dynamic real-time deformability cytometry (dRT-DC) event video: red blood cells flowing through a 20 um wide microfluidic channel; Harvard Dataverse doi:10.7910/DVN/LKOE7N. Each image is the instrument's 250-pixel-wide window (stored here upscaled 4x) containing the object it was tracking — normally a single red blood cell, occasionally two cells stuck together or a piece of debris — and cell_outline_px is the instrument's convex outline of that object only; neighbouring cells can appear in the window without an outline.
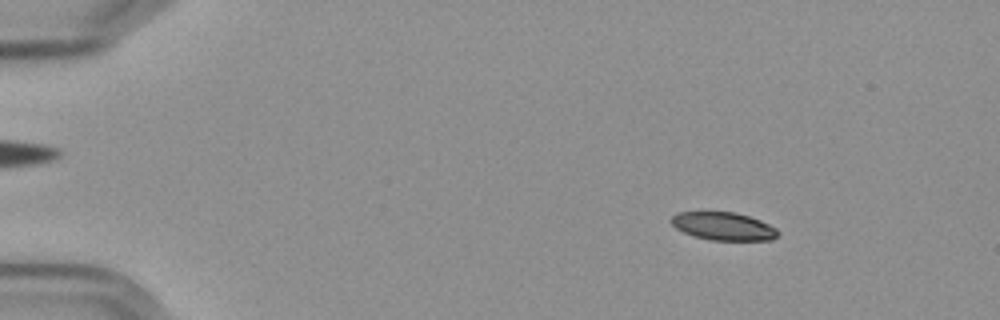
{"species": "Egyptian fruit bat (a non-hibernating species)", "species_latin": "Rousettus aegyptiacus", "temperature_condition": "cold", "stored_images_in_passage": 57, "camera_frame_rate_fps": 3000, "um_per_image_px": 0.085, "frame": {"image": 1, "passage_image": 8, "time_ms": 2.333, "image_size_px": [1000, 320], "cell_outline_px": [[780, 232], [772, 240], [708, 240], [684, 232], [676, 228], [668, 220], [676, 212], [736, 212], [760, 220], [776, 228]], "centroid_in_image_um": [61.47, 19.22], "position_along_channel_um": 23.5, "area_um2": 17.4}}
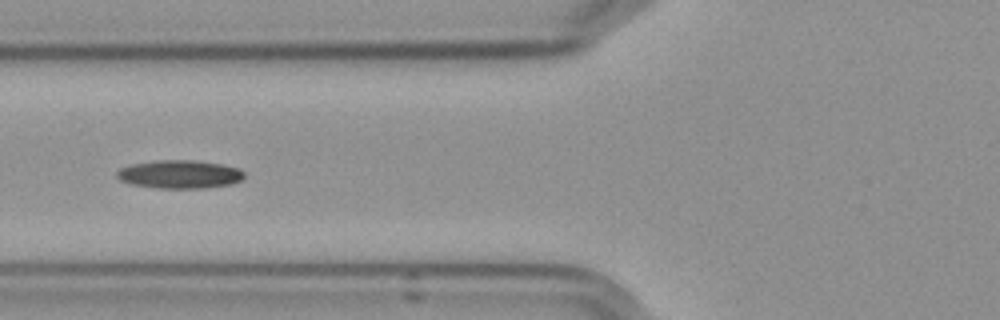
{"frame": {"image": 2, "passage_image": 23, "time_ms": 7.333, "image_size_px": [1000, 320], "cell_outline_px": [[244, 176], [240, 180], [232, 184], [204, 188], [156, 188], [132, 184], [120, 180], [116, 176], [116, 172], [120, 168], [132, 164], [156, 160], [196, 160], [220, 164], [240, 168], [244, 172]], "centroid_in_image_um": [15.27, 14.81], "position_along_channel_um": 110.5, "area_um2": 21.04}}
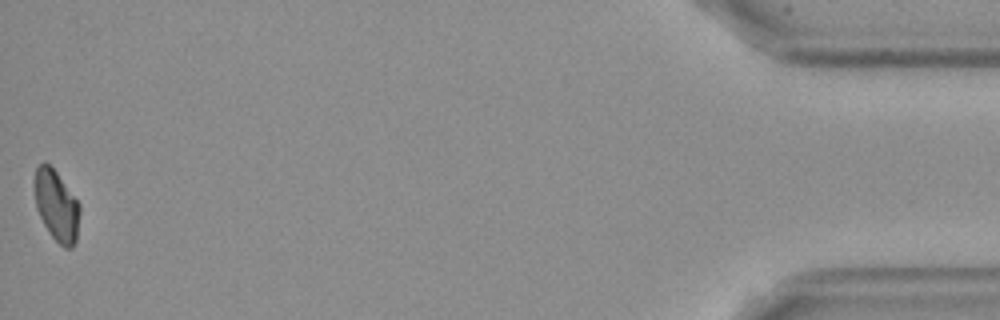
{"frame": {"image": 3, "passage_image": 57, "time_ms": 18.667, "image_size_px": [1000, 320], "cell_outline_px": [[80, 212], [76, 240], [72, 248], [64, 248], [52, 236], [44, 224], [36, 208], [32, 180], [36, 168], [44, 160], [56, 172], [80, 204]], "centroid_in_image_um": [4.77, 17.45], "position_along_channel_um": 430.4, "area_um2": 18.79}}